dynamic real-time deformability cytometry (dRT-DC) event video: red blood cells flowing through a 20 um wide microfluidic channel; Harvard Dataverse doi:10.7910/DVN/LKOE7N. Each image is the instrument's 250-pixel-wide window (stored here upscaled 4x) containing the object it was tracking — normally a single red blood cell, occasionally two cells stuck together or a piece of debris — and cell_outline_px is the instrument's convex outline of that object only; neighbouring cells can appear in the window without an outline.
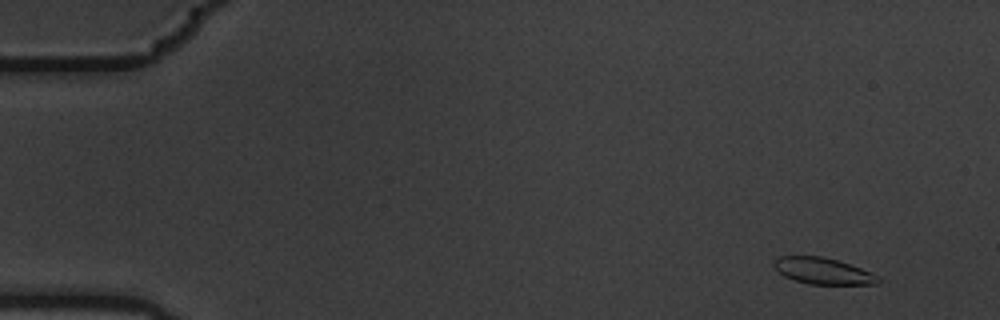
{"species": "common noctule bat (a hibernating species)", "species_latin": "Nyctalus noctula", "temperature_condition": "warm", "stored_images_in_passage": 4, "camera_frame_rate_fps": 3000, "um_per_image_px": 0.085, "animal": {"sex": "male", "body_mass_g": 19.5, "forearm_length_mm": 54.6}, "frame": {"image": 1, "passage_image": 1, "time_ms": 0.0, "image_size_px": [1000, 320], "cell_outline_px": [[880, 280], [876, 284], [808, 284], [784, 276], [772, 264], [772, 260], [780, 256], [824, 256], [860, 268], [880, 276]], "centroid_in_image_um": [69.93, 23.02], "position_along_channel_um": 15.1, "area_um2": 15.9}}
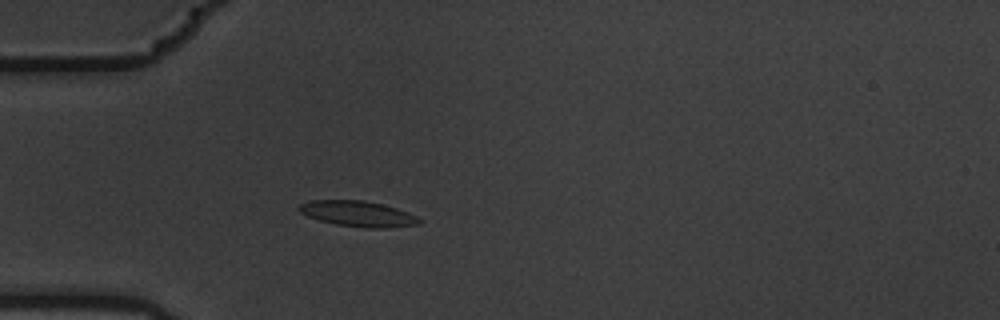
{"frame": {"image": 2, "passage_image": 4, "time_ms": 1.0, "image_size_px": [1000, 320], "cell_outline_px": [[420, 224], [388, 228], [364, 228], [336, 224], [320, 220], [308, 216], [300, 212], [296, 208], [300, 204], [308, 200], [364, 200], [396, 208], [408, 212], [416, 216], [420, 220]], "centroid_in_image_um": [30.4, 18.17], "position_along_channel_um": 54.6, "area_um2": 17.92}}